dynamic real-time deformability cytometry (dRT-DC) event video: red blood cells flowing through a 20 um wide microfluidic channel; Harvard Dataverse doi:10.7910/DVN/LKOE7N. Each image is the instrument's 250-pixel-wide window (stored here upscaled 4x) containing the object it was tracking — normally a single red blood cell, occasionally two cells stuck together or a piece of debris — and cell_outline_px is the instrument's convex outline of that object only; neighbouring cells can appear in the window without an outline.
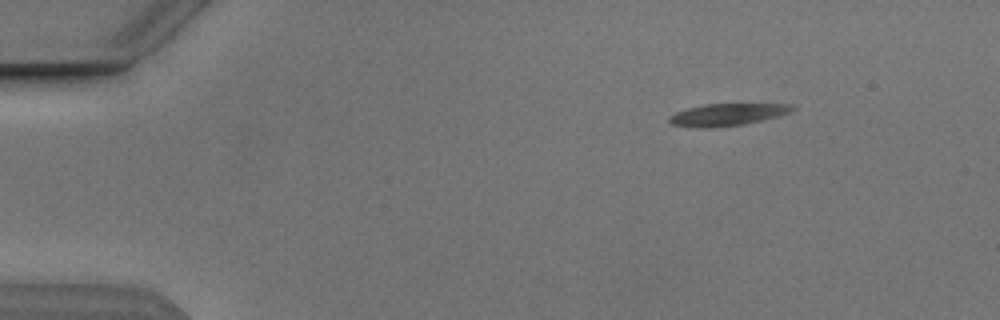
{"species": "Egyptian fruit bat (a non-hibernating species)", "species_latin": "Rousettus aegyptiacus", "temperature_condition": "cold", "stored_images_in_passage": 48, "camera_frame_rate_fps": 3000, "um_per_image_px": 0.085, "animal": {"sex": "male"}, "frame": {"image": 1, "passage_image": 1, "time_ms": 0.0, "image_size_px": [1000, 320], "cell_outline_px": [[796, 108], [792, 112], [780, 116], [744, 124], [704, 128], [700, 128], [672, 124], [668, 120], [676, 112], [688, 108], [704, 104], [792, 104]], "centroid_in_image_um": [61.89, 9.73], "position_along_channel_um": 23.1, "area_um2": 15.72}}
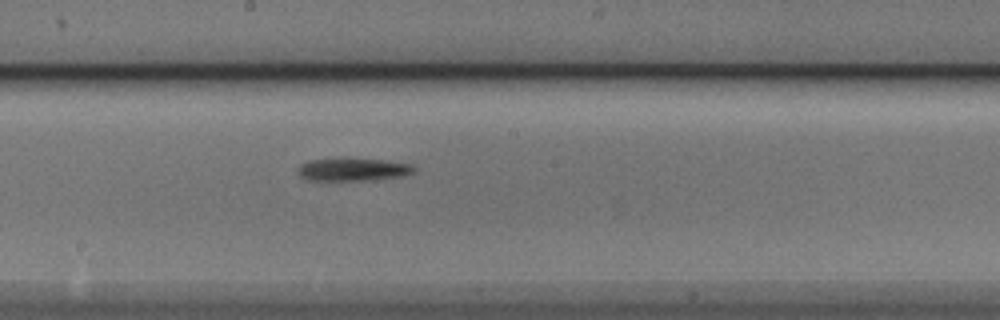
{"frame": {"image": 2, "passage_image": 23, "time_ms": 7.333, "image_size_px": [1000, 320], "cell_outline_px": [[416, 168], [412, 172], [400, 176], [364, 180], [308, 180], [300, 176], [296, 172], [296, 168], [300, 164], [308, 160], [340, 156], [384, 160], [412, 164]], "centroid_in_image_um": [29.89, 14.36], "position_along_channel_um": 218.3, "area_um2": 15.95}}
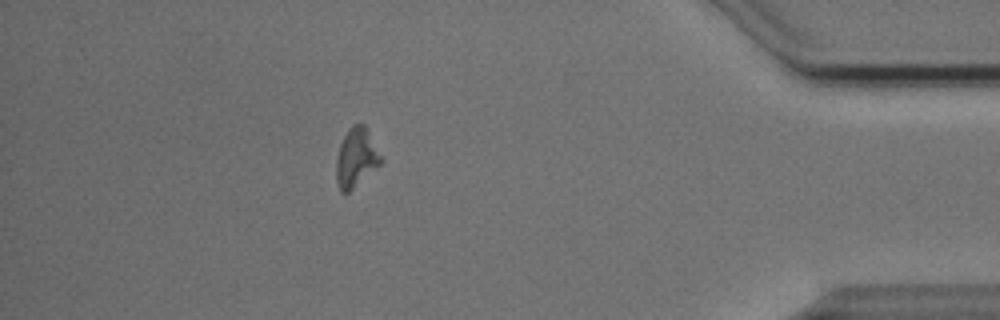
{"frame": {"image": 3, "passage_image": 41, "time_ms": 13.333, "image_size_px": [1000, 320], "cell_outline_px": [[384, 160], [380, 164], [348, 192], [340, 192], [336, 180], [336, 160], [340, 144], [348, 128], [352, 124], [364, 124]], "centroid_in_image_um": [30.26, 13.39], "position_along_channel_um": 404.9, "area_um2": 15.14}}